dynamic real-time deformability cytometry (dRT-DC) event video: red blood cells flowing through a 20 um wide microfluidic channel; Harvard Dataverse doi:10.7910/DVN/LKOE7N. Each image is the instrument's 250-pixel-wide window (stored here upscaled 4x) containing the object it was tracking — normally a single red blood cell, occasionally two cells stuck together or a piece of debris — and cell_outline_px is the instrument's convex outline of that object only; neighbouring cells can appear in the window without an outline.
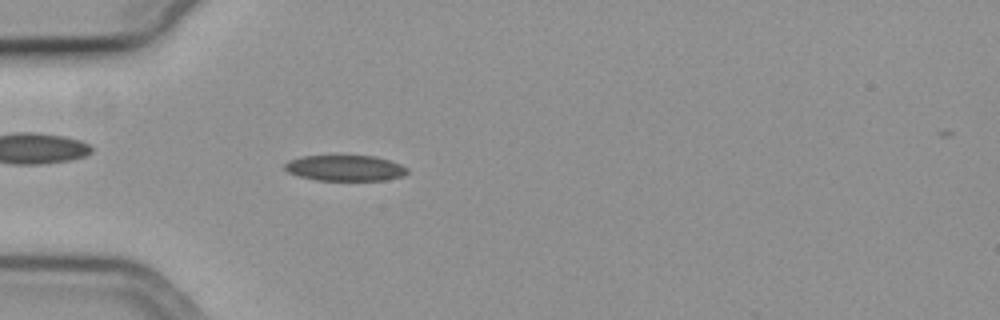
{"species": "common noctule bat (a hibernating species)", "species_latin": "Nyctalus noctula", "temperature_condition": "cold", "stored_images_in_passage": 57, "camera_frame_rate_fps": 3000, "um_per_image_px": 0.085, "animal": {"sex": "female", "body_mass_g": 19.3, "forearm_length_mm": 54.1}, "frame": {"image": 1, "passage_image": 18, "time_ms": 5.667, "image_size_px": [1000, 320], "cell_outline_px": [[408, 172], [404, 176], [384, 180], [316, 180], [300, 176], [288, 172], [284, 168], [284, 164], [288, 160], [304, 156], [376, 156], [400, 164], [408, 168]], "centroid_in_image_um": [29.34, 14.28], "position_along_channel_um": 55.7, "area_um2": 18.32}}
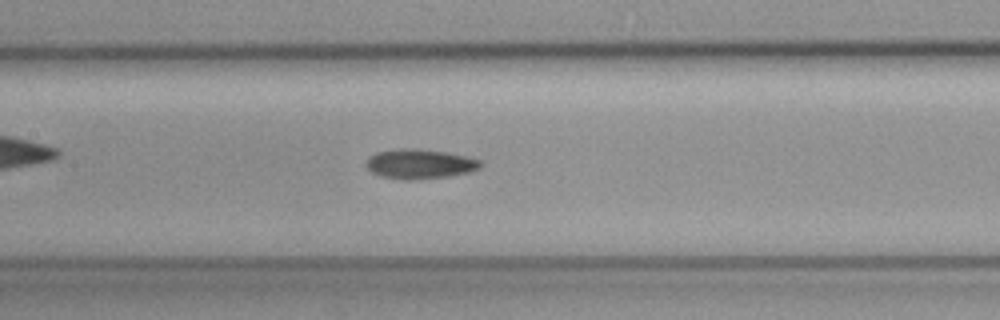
{"frame": {"image": 2, "passage_image": 28, "time_ms": 9.0, "image_size_px": [1000, 320], "cell_outline_px": [[480, 168], [468, 172], [448, 176], [416, 180], [400, 180], [380, 176], [372, 172], [364, 164], [376, 152], [444, 152], [464, 156], [480, 160]], "centroid_in_image_um": [35.69, 14.02], "position_along_channel_um": 171.7, "area_um2": 18.44}}
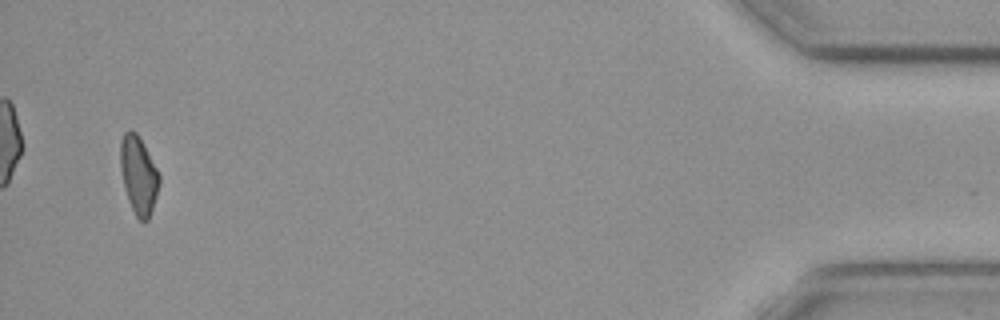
{"frame": {"image": 3, "passage_image": 55, "time_ms": 18.0, "image_size_px": [1000, 320], "cell_outline_px": [[160, 184], [148, 220], [140, 220], [136, 216], [128, 200], [124, 188], [120, 168], [120, 140], [124, 132], [136, 132], [156, 168], [160, 176]], "centroid_in_image_um": [11.76, 14.9], "position_along_channel_um": 423.4, "area_um2": 17.28}}